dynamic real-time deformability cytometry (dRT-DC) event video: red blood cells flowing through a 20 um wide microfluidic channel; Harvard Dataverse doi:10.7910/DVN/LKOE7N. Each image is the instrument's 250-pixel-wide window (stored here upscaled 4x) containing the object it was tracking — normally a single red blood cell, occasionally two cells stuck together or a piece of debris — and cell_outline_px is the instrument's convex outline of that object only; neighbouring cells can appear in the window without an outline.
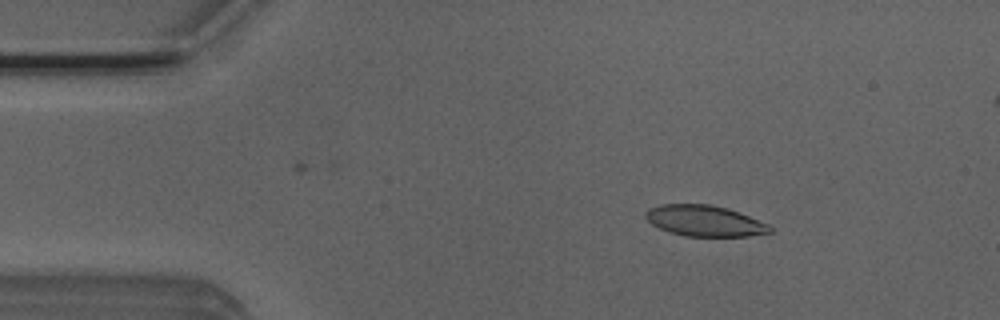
{"species": "Egyptian fruit bat (a non-hibernating species)", "species_latin": "Rousettus aegyptiacus", "temperature_condition": "room temperature", "stored_images_in_passage": 20, "camera_frame_rate_fps": 3000, "um_per_image_px": 0.085, "animal": {"sex": "male"}, "frame": {"image": 1, "passage_image": 8, "time_ms": 2.333, "image_size_px": [1000, 320], "cell_outline_px": [[772, 232], [748, 236], [684, 236], [668, 232], [652, 224], [644, 216], [644, 212], [648, 208], [660, 204], [708, 204], [728, 208], [740, 212], [768, 224], [772, 228]], "centroid_in_image_um": [59.87, 18.76], "position_along_channel_um": 25.1, "area_um2": 22.54}}